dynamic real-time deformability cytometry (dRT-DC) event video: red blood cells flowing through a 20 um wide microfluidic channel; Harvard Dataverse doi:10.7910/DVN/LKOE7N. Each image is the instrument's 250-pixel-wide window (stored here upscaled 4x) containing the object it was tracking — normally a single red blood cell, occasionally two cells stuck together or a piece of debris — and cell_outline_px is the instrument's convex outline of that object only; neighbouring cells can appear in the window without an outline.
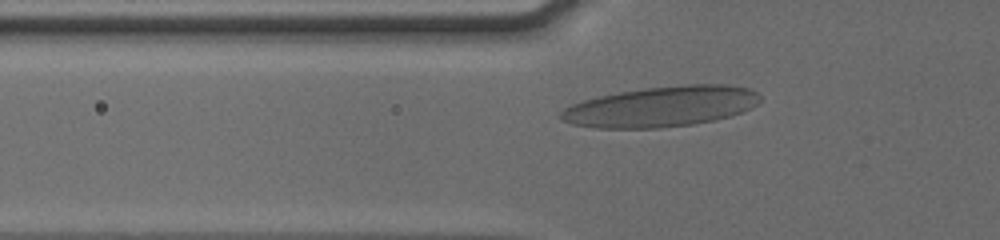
{"species": "human", "species_latin": "Homo sapiens", "temperature_condition": "cold", "stored_images_in_passage": 54, "camera_frame_rate_fps": 3000, "um_per_image_px": 0.085, "donor": {"sex": "male"}, "frame": {"image": 1, "passage_image": 11, "time_ms": 2.0, "image_size_px": [1000, 240], "cell_outline_px": [[760, 100], [752, 108], [728, 116], [712, 120], [692, 124], [660, 128], [596, 128], [572, 124], [560, 120], [560, 112], [564, 108], [572, 104], [584, 100], [600, 96], [620, 92], [644, 88], [684, 84], [728, 84], [748, 88], [756, 92], [760, 96]], "centroid_in_image_um": [56.2, 9.05], "position_along_channel_um": 69.6, "area_um2": 46.88}}
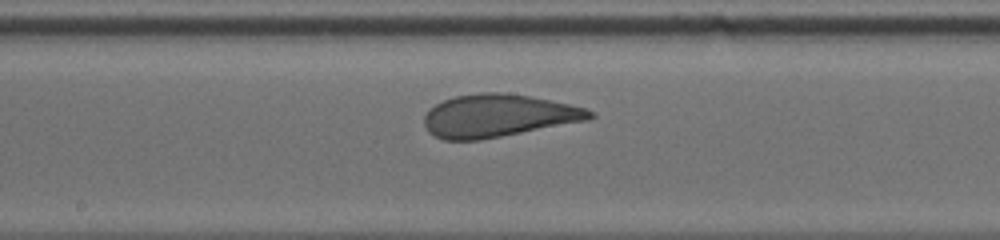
{"frame": {"image": 2, "passage_image": 24, "time_ms": 5.667, "image_size_px": [1000, 240], "cell_outline_px": [[596, 116], [588, 120], [480, 140], [444, 140], [428, 132], [424, 124], [424, 116], [436, 104], [444, 100], [456, 96], [480, 92], [504, 92], [528, 96], [568, 104], [584, 108], [592, 112]], "centroid_in_image_um": [42.32, 9.84], "position_along_channel_um": 205.9, "area_um2": 40.81}}
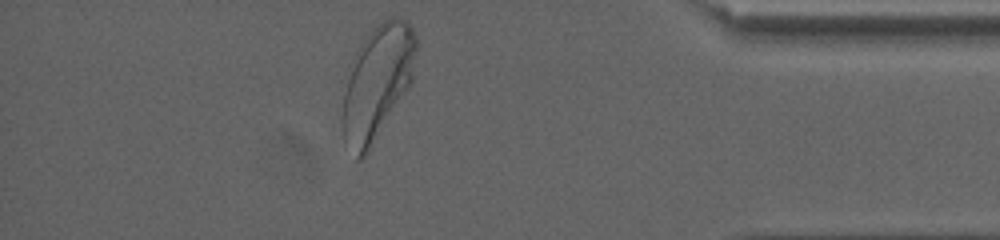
{"frame": {"image": 3, "passage_image": 46, "time_ms": 11.667, "image_size_px": [1000, 240], "cell_outline_px": [[416, 48], [412, 84], [368, 152], [360, 160], [356, 160], [344, 140], [340, 128], [340, 120], [344, 92], [356, 52], [360, 44], [372, 28], [376, 24], [392, 16], [396, 16], [408, 20], [416, 36]], "centroid_in_image_um": [32.07, 7.04], "position_along_channel_um": 403.1, "area_um2": 49.42}, "authors_computed_cell_mechanics": {"area_um2": 43.7835, "velocity_mm_per_s": 3.7788, "shape_relaxation_time_tau1_ms": 6.3134, "shape_relaxation_time_tau2_ms": null, "deformation_change_tau1": 0.1978, "deformation_change_tau2": null}}